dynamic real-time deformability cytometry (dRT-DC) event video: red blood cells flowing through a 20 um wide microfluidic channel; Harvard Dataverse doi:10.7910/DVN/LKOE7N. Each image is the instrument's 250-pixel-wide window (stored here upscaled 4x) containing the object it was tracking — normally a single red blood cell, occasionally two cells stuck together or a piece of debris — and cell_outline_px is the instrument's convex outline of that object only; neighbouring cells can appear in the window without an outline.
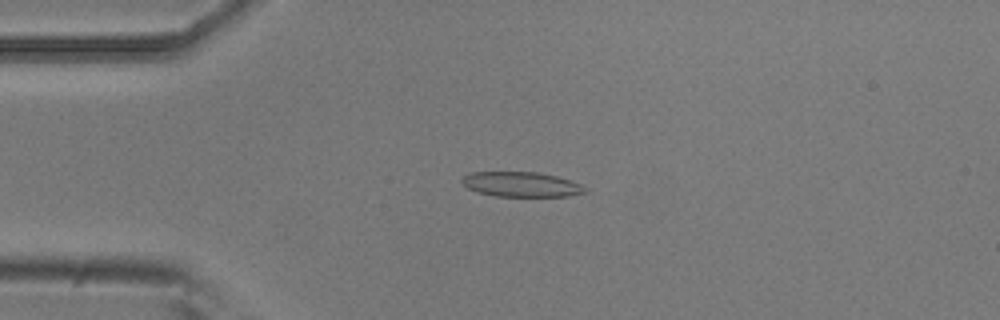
{"species": "common noctule bat (a hibernating species)", "species_latin": "Nyctalus noctula", "temperature_condition": "room temperature", "stored_images_in_passage": 5, "camera_frame_rate_fps": 3000, "um_per_image_px": 0.085, "animal": {"sex": "male", "body_mass_g": 20.5, "forearm_length_mm": 52.5}, "frame": {"image": 1, "passage_image": 4, "time_ms": 1.0, "image_size_px": [1000, 320], "cell_outline_px": [[588, 192], [568, 196], [496, 196], [476, 192], [468, 188], [460, 180], [468, 172], [536, 172], [556, 176], [580, 184], [588, 188]], "centroid_in_image_um": [44.3, 15.67], "position_along_channel_um": 40.7, "area_um2": 17.86}}